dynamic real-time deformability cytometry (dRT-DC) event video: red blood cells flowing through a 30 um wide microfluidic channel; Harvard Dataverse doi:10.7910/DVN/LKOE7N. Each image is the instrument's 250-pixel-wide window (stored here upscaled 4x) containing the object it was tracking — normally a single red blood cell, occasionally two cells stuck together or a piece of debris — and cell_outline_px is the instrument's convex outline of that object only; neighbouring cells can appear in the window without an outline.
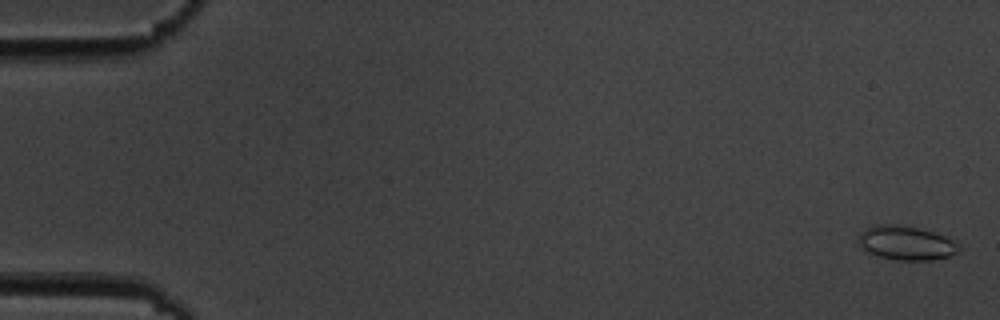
{"species": "common noctule bat (a hibernating species)", "species_latin": "Nyctalus noctula", "temperature_condition": "cold", "stored_images_in_passage": 8, "camera_frame_rate_fps": 3000, "um_per_image_px": 0.085, "animal": {"sex": "male", "body_mass_g": 19.5, "forearm_length_mm": 54.6}, "frame": {"image": 1, "passage_image": 1, "time_ms": 0.0, "image_size_px": [1000, 320], "cell_outline_px": [[960, 252], [952, 256], [932, 260], [896, 260], [880, 256], [868, 252], [856, 240], [860, 232], [864, 228], [880, 224], [904, 224], [920, 228], [948, 236], [956, 240], [960, 248]], "centroid_in_image_um": [77.08, 20.63], "position_along_channel_um": 7.9, "area_um2": 20.46}}
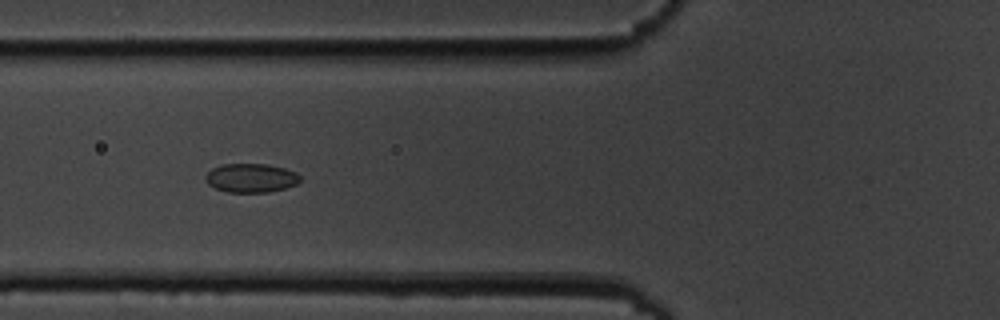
{"frame": {"image": 2, "passage_image": 7, "time_ms": 7.0, "image_size_px": [1000, 320], "cell_outline_px": [[300, 180], [296, 184], [284, 188], [268, 192], [228, 192], [216, 188], [208, 184], [204, 180], [204, 176], [212, 168], [220, 164], [268, 164], [284, 168], [296, 172], [300, 176]], "centroid_in_image_um": [21.31, 15.12], "position_along_channel_um": 104.5, "area_um2": 15.95}}
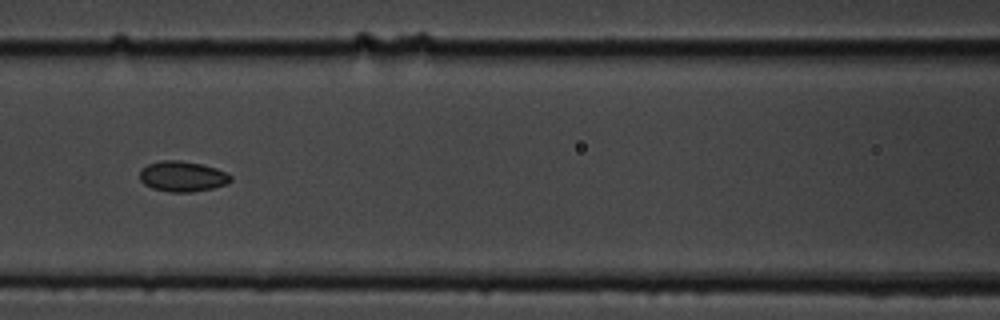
{"frame": {"image": 3, "passage_image": 8, "time_ms": 8.333, "image_size_px": [1000, 320], "cell_outline_px": [[232, 180], [228, 184], [212, 188], [192, 192], [168, 192], [152, 188], [144, 184], [140, 180], [140, 172], [148, 164], [160, 160], [180, 160], [200, 164], [216, 168], [232, 176]], "centroid_in_image_um": [15.51, 15.0], "position_along_channel_um": 151.1, "area_um2": 16.13}}